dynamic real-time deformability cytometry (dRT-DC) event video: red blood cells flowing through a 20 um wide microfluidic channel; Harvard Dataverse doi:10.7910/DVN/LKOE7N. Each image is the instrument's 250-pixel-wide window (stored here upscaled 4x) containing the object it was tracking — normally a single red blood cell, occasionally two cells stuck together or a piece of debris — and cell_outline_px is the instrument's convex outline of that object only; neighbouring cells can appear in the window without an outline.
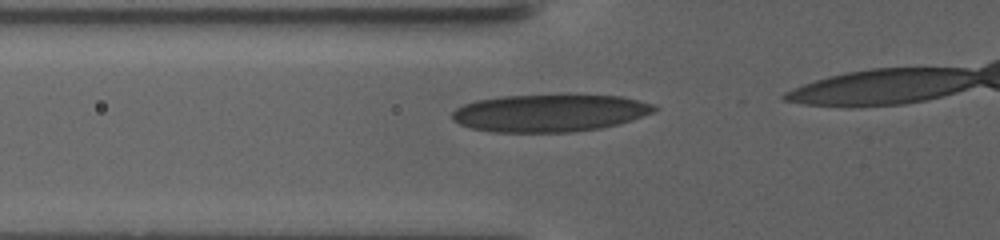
{"species": "human", "species_latin": "Homo sapiens", "temperature_condition": "warm", "stored_images_in_passage": 18, "camera_frame_rate_fps": 3000, "um_per_image_px": 0.085, "donor": {"sex": "female"}, "frame": {"image": 1, "passage_image": 12, "time_ms": 4.667, "image_size_px": [1000, 240], "cell_outline_px": [[660, 108], [652, 112], [632, 120], [620, 124], [600, 128], [572, 132], [492, 132], [472, 128], [460, 124], [452, 120], [452, 112], [456, 108], [464, 104], [476, 100], [500, 96], [560, 92], [568, 92], [620, 96], [640, 100], [656, 104]], "centroid_in_image_um": [46.77, 9.55], "position_along_channel_um": 79.0, "area_um2": 45.72}}
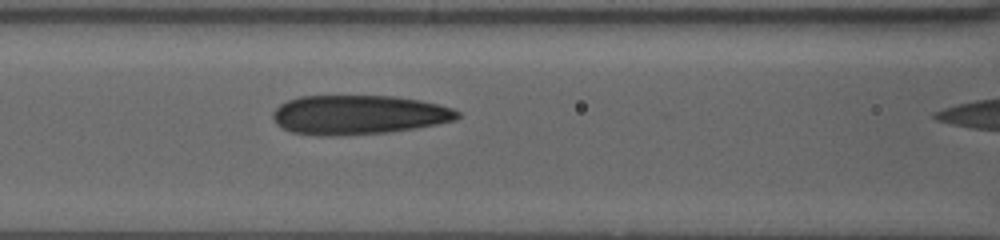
{"frame": {"image": 2, "passage_image": 17, "time_ms": 6.667, "image_size_px": [1000, 240], "cell_outline_px": [[460, 116], [456, 120], [416, 128], [388, 132], [336, 136], [316, 136], [292, 132], [276, 124], [272, 116], [272, 112], [280, 104], [288, 100], [300, 96], [392, 96], [420, 100], [452, 108], [460, 112]], "centroid_in_image_um": [30.46, 9.76], "position_along_channel_um": 136.1, "area_um2": 42.37}}